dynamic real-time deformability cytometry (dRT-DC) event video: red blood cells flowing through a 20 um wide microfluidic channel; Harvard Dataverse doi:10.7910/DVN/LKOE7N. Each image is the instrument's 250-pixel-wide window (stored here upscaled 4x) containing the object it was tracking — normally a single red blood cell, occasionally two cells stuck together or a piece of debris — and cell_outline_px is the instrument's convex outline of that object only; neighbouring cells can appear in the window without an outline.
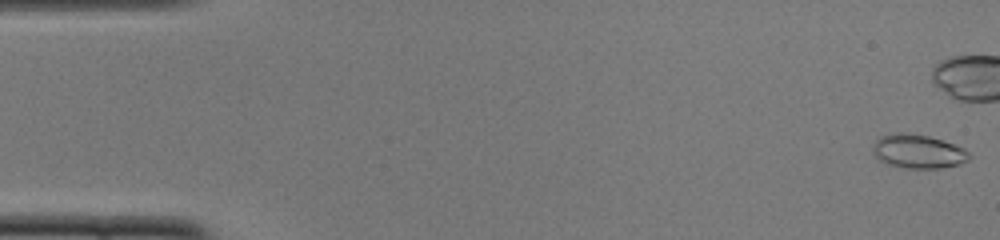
{"species": "common noctule bat (a hibernating species)", "species_latin": "Nyctalus noctula", "temperature_condition": "cold", "stored_images_in_passage": 40, "camera_frame_rate_fps": 3000, "um_per_image_px": 0.085, "animal": {"sex": "female", "body_mass_g": 22.0, "forearm_length_mm": 56.7}, "frame": {"image": 1, "passage_image": 1, "time_ms": 0.0, "image_size_px": [1000, 240], "cell_outline_px": [[972, 156], [968, 160], [960, 164], [940, 168], [904, 168], [888, 164], [880, 160], [872, 152], [872, 148], [876, 140], [880, 136], [896, 132], [928, 136], [964, 148]], "centroid_in_image_um": [78.03, 12.88], "position_along_channel_um": 7.0, "area_um2": 18.84}}
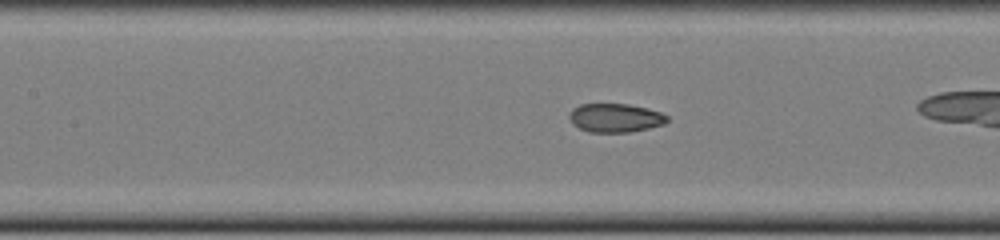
{"frame": {"image": 2, "passage_image": 23, "time_ms": 7.333, "image_size_px": [1000, 240], "cell_outline_px": [[668, 120], [664, 124], [632, 132], [588, 132], [572, 124], [568, 116], [572, 108], [580, 104], [628, 104], [660, 112], [668, 116]], "centroid_in_image_um": [52.27, 10.02], "position_along_channel_um": 155.1, "area_um2": 16.36}}